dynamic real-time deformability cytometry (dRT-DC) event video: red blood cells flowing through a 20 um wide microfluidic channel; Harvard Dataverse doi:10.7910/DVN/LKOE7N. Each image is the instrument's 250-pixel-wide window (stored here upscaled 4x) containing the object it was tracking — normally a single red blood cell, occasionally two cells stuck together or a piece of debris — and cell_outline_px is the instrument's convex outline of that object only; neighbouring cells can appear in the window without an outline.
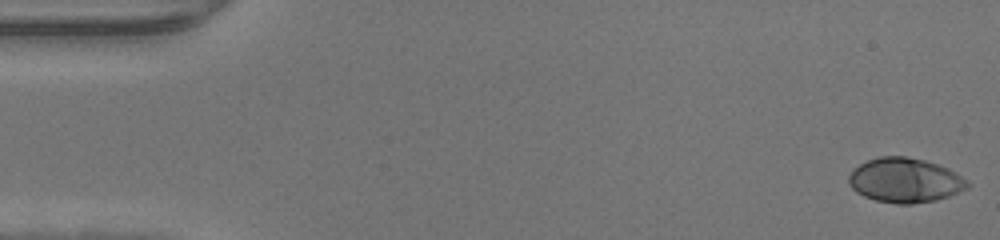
{"species": "human", "species_latin": "Homo sapiens", "temperature_condition": "warm", "stored_images_in_passage": 47, "camera_frame_rate_fps": 3000, "um_per_image_px": 0.085, "donor": {"sex": "male"}, "frame": {"image": 1, "passage_image": 1, "time_ms": 0.0, "image_size_px": [1000, 240], "cell_outline_px": [[968, 188], [948, 196], [936, 200], [912, 204], [896, 204], [876, 200], [864, 196], [856, 192], [848, 184], [848, 176], [860, 164], [868, 160], [880, 156], [904, 156], [924, 160], [948, 168], [956, 172], [968, 180]], "centroid_in_image_um": [76.92, 15.33], "position_along_channel_um": 8.1, "area_um2": 30.75}}
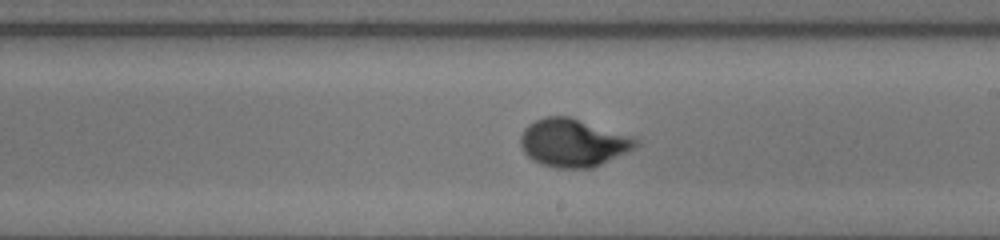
{"frame": {"image": 2, "passage_image": 27, "time_ms": 8.667, "image_size_px": [1000, 240], "cell_outline_px": [[640, 144], [592, 168], [556, 168], [540, 164], [532, 160], [524, 152], [520, 144], [520, 136], [524, 128], [528, 124], [544, 116], [568, 116], [632, 136], [640, 140]], "centroid_in_image_um": [48.67, 12.13], "position_along_channel_um": 240.3, "area_um2": 31.96}}
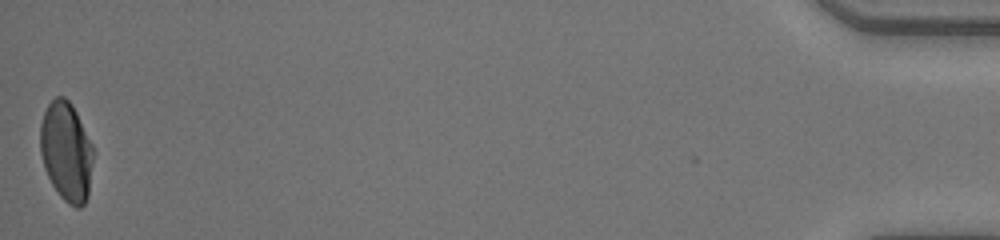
{"frame": {"image": 3, "passage_image": 47, "time_ms": 15.333, "image_size_px": [1000, 240], "cell_outline_px": [[92, 160], [88, 196], [84, 204], [80, 208], [76, 208], [68, 204], [60, 196], [52, 184], [44, 168], [40, 152], [40, 124], [44, 112], [48, 104], [56, 96], [64, 96], [72, 104], [92, 144]], "centroid_in_image_um": [5.62, 12.88], "position_along_channel_um": 429.6, "area_um2": 30.58}}